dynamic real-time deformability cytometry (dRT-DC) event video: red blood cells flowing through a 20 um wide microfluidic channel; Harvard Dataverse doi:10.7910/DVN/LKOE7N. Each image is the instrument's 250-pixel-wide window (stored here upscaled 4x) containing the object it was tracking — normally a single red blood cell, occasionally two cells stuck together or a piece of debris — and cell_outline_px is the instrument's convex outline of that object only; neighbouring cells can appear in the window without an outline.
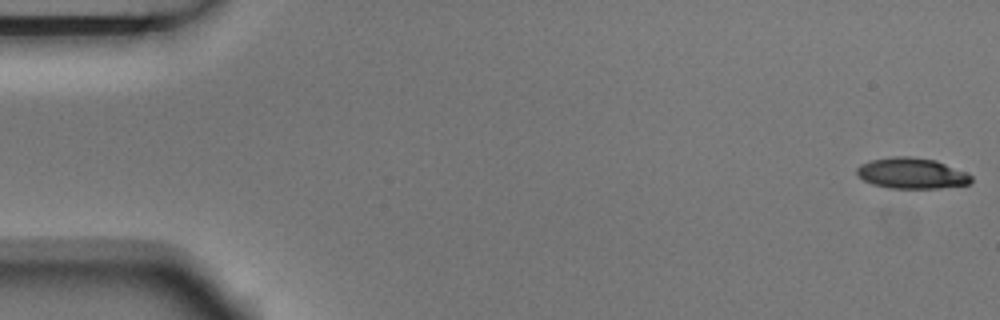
{"species": "Egyptian fruit bat (a non-hibernating species)", "species_latin": "Rousettus aegyptiacus", "temperature_condition": "room temperature", "stored_images_in_passage": 6, "camera_frame_rate_fps": 3000, "um_per_image_px": 0.085, "animal": {"sex": "male"}, "frame": {"image": 1, "passage_image": 1, "time_ms": 0.0, "image_size_px": [1000, 320], "cell_outline_px": [[972, 180], [968, 184], [940, 188], [892, 188], [872, 184], [864, 180], [856, 172], [856, 168], [860, 164], [872, 160], [892, 156], [908, 156], [936, 160], [964, 172], [972, 176]], "centroid_in_image_um": [77.47, 14.72], "position_along_channel_um": 7.5, "area_um2": 20.35}}
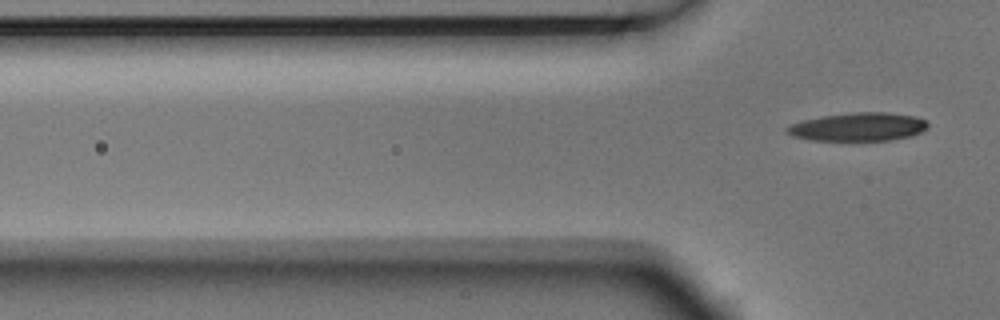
{"frame": {"image": 2, "passage_image": 6, "time_ms": 1.667, "image_size_px": [1000, 320], "cell_outline_px": [[928, 128], [920, 132], [908, 136], [888, 140], [812, 140], [792, 136], [784, 132], [784, 128], [792, 124], [804, 120], [820, 116], [856, 112], [888, 112], [916, 116], [924, 120], [928, 124]], "centroid_in_image_um": [72.92, 10.77], "position_along_channel_um": 52.9, "area_um2": 23.18}}